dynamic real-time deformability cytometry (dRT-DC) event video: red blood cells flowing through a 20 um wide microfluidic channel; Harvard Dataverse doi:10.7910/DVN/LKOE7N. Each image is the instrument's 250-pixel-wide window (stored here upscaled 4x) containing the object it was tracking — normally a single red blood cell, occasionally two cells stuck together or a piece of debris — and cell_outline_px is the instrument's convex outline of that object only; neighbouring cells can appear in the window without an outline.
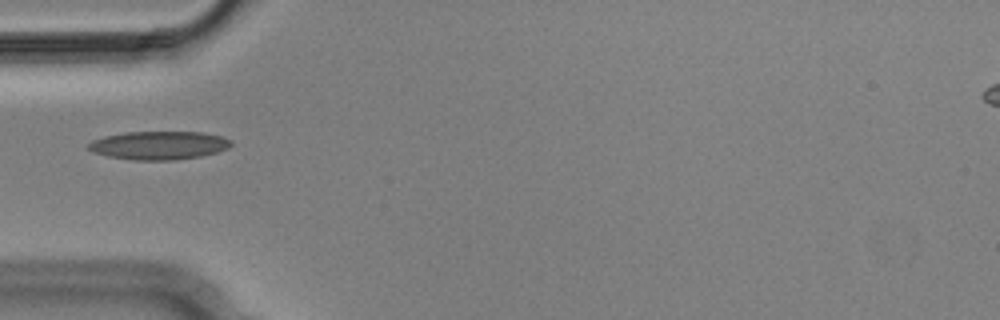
{"species": "Egyptian fruit bat (a non-hibernating species)", "species_latin": "Rousettus aegyptiacus", "temperature_condition": "cold", "stored_images_in_passage": 1, "camera_frame_rate_fps": 3000, "um_per_image_px": 0.085, "animal": {"sex": "male"}, "frame": {"image": 1, "passage_image": 1, "time_ms": 0.0, "image_size_px": [1000, 320], "cell_outline_px": [[232, 144], [228, 148], [216, 152], [200, 156], [176, 160], [132, 160], [108, 156], [92, 152], [88, 148], [88, 144], [92, 140], [104, 136], [124, 132], [204, 132], [220, 136], [232, 140]], "centroid_in_image_um": [13.49, 12.35], "position_along_channel_um": 71.5, "area_um2": 23.64}}